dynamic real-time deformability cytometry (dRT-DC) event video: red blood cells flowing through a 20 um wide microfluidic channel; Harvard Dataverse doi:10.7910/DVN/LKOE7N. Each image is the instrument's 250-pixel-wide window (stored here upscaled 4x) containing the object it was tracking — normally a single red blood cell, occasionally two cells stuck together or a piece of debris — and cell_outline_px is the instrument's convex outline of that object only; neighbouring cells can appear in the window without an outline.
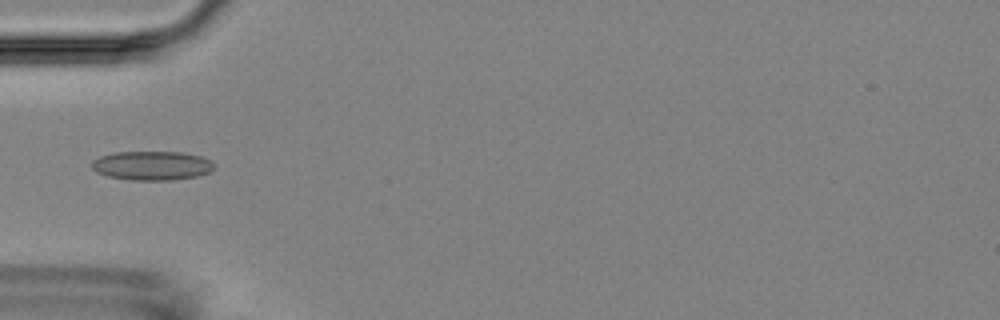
{"species": "Egyptian fruit bat (a non-hibernating species)", "species_latin": "Rousettus aegyptiacus", "temperature_condition": "room temperature", "stored_images_in_passage": 7, "camera_frame_rate_fps": 3000, "um_per_image_px": 0.085, "animal": {"sex": "female"}, "frame": {"image": 1, "passage_image": 2, "time_ms": 1.333, "image_size_px": [1000, 320], "cell_outline_px": [[216, 168], [200, 176], [172, 180], [132, 180], [108, 176], [96, 172], [92, 168], [92, 160], [100, 156], [116, 152], [180, 152], [200, 156], [216, 164]], "centroid_in_image_um": [12.93, 14.08], "position_along_channel_um": 72.1, "area_um2": 20.81}}
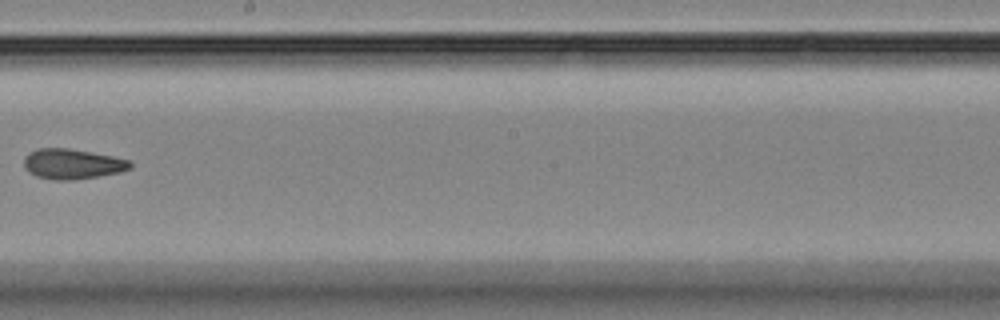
{"frame": {"image": 2, "passage_image": 6, "time_ms": 6.0, "image_size_px": [1000, 320], "cell_outline_px": [[132, 168], [120, 172], [100, 176], [76, 180], [52, 180], [36, 176], [28, 172], [24, 168], [24, 156], [28, 152], [40, 148], [68, 148], [112, 156], [132, 160]], "centroid_in_image_um": [6.15, 13.94], "position_along_channel_um": 242.1, "area_um2": 18.96}}
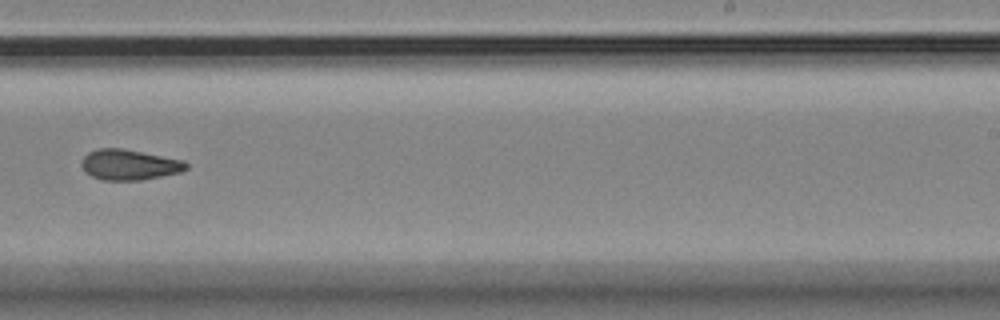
{"frame": {"image": 3, "passage_image": 7, "time_ms": 7.0, "image_size_px": [1000, 320], "cell_outline_px": [[188, 168], [180, 172], [140, 180], [104, 180], [92, 176], [84, 172], [80, 164], [84, 156], [88, 152], [96, 148], [124, 148], [184, 160], [188, 164]], "centroid_in_image_um": [10.97, 13.99], "position_along_channel_um": 278.0, "area_um2": 18.73}}